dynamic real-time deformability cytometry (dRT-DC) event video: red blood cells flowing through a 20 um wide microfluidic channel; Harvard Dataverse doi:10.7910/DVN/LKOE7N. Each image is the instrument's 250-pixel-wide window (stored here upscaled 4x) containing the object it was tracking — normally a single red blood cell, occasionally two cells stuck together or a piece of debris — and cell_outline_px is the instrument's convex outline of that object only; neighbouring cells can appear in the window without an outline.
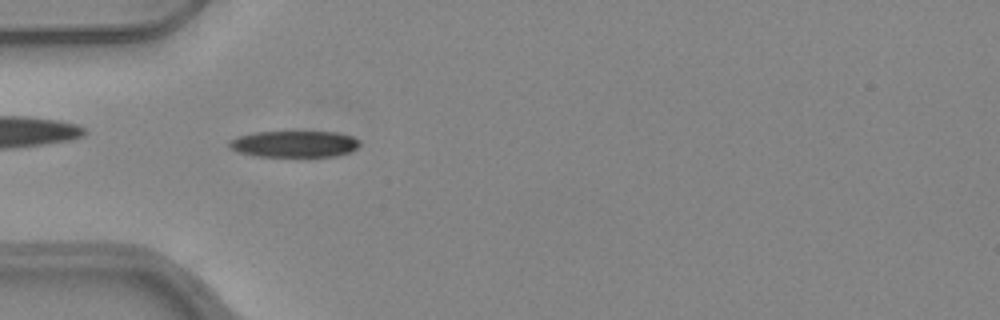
{"species": "common noctule bat (a hibernating species)", "species_latin": "Nyctalus noctula", "temperature_condition": "warm", "stored_images_in_passage": 49, "camera_frame_rate_fps": 3000, "um_per_image_px": 0.085, "animal": {"sex": "female", "body_mass_g": 24.6, "forearm_length_mm": 56.2}, "frame": {"image": 1, "passage_image": 14, "time_ms": 4.333, "image_size_px": [1000, 320], "cell_outline_px": [[360, 144], [352, 152], [336, 156], [256, 156], [236, 152], [228, 148], [228, 140], [240, 136], [256, 132], [336, 132], [352, 136], [360, 140]], "centroid_in_image_um": [25.01, 12.24], "position_along_channel_um": 60.0, "area_um2": 20.23}}
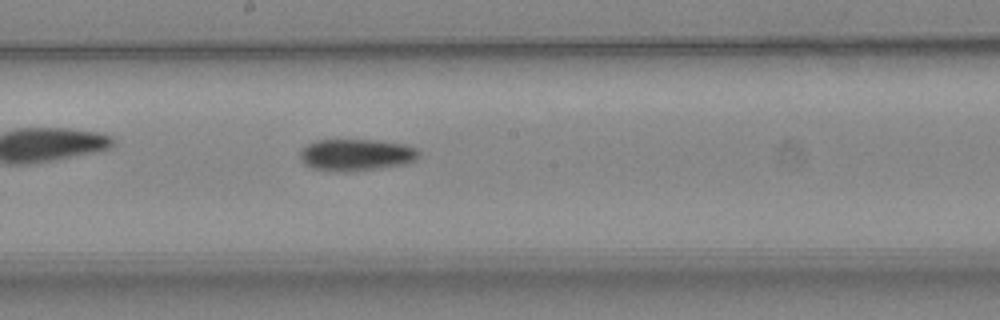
{"frame": {"image": 2, "passage_image": 26, "time_ms": 8.333, "image_size_px": [1000, 320], "cell_outline_px": [[420, 156], [416, 160], [408, 164], [380, 168], [348, 172], [336, 172], [312, 168], [304, 164], [300, 156], [300, 152], [308, 144], [316, 140], [380, 140], [404, 144], [416, 148], [420, 152]], "centroid_in_image_um": [30.32, 13.17], "position_along_channel_um": 217.9, "area_um2": 22.31}}
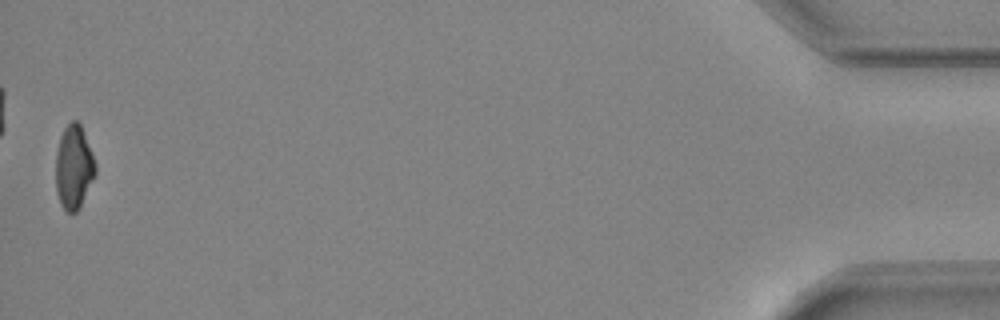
{"frame": {"image": 3, "passage_image": 49, "time_ms": 16.0, "image_size_px": [1000, 320], "cell_outline_px": [[96, 176], [80, 208], [76, 212], [68, 212], [60, 204], [56, 192], [56, 152], [60, 136], [64, 128], [72, 120], [76, 120], [80, 124], [96, 164]], "centroid_in_image_um": [6.28, 14.24], "position_along_channel_um": 428.9, "area_um2": 19.48}, "authors_computed_cell_mechanics": {"area_um2": 20.3456, "velocity_mm_per_s": 4.0069, "shape_relaxation_time_tau1_ms": 4.6448, "shape_relaxation_time_tau2_ms": null, "deformation_change_tau1": 0.1647, "deformation_change_tau2": null}}